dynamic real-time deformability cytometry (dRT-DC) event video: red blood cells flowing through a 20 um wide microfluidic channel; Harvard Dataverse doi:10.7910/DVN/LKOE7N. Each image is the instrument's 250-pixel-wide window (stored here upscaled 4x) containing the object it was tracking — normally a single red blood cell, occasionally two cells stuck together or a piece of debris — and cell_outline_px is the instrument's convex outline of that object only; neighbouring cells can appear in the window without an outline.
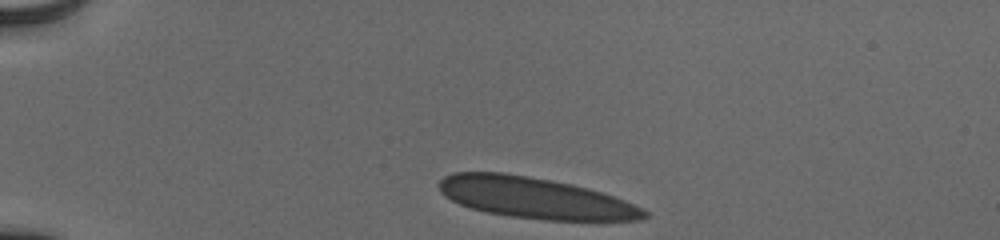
{"species": "human", "species_latin": "Homo sapiens", "temperature_condition": "cold", "stored_images_in_passage": 36, "camera_frame_rate_fps": 3000, "um_per_image_px": 0.085, "donor": {"sex": "male"}, "frame": {"image": 1, "passage_image": 1, "time_ms": 0.0, "image_size_px": [1000, 240], "cell_outline_px": [[648, 216], [640, 220], [544, 220], [512, 216], [484, 212], [460, 204], [444, 196], [440, 192], [440, 180], [444, 176], [452, 172], [504, 172], [528, 176], [572, 184], [588, 188], [624, 200], [644, 208], [648, 212]], "centroid_in_image_um": [45.47, 16.82], "position_along_channel_um": 39.5, "area_um2": 48.96}}
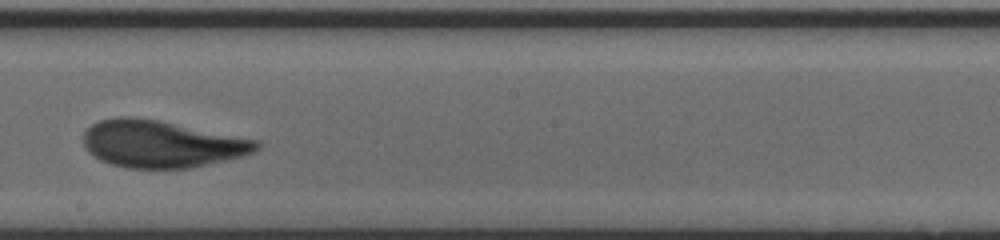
{"frame": {"image": 2, "passage_image": 21, "time_ms": 6.667, "image_size_px": [1000, 240], "cell_outline_px": [[260, 148], [256, 152], [244, 156], [188, 168], [124, 168], [100, 160], [88, 152], [84, 148], [84, 132], [92, 124], [100, 120], [116, 116], [128, 116], [160, 120], [260, 140]], "centroid_in_image_um": [13.75, 12.23], "position_along_channel_um": 234.5, "area_um2": 47.86}}
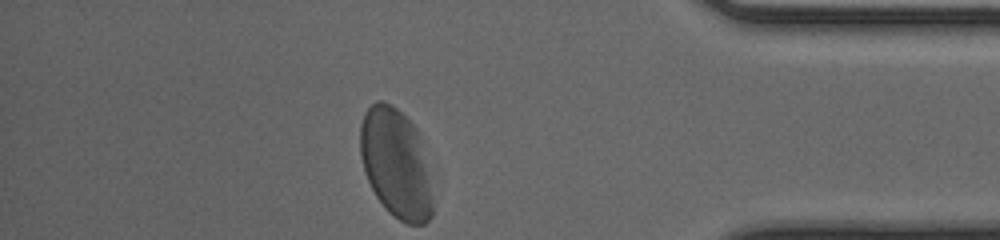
{"frame": {"image": 3, "passage_image": 36, "time_ms": 11.667, "image_size_px": [1000, 240], "cell_outline_px": [[432, 216], [424, 224], [408, 224], [400, 220], [388, 212], [376, 196], [368, 180], [364, 168], [360, 152], [360, 124], [364, 112], [376, 100], [384, 100], [392, 104], [416, 128], [432, 196]], "centroid_in_image_um": [33.6, 13.88], "position_along_channel_um": 401.6, "area_um2": 45.26}, "authors_computed_cell_mechanics": {"area_um2": 48.0029, "velocity_mm_per_s": 3.8127, "shape_relaxation_time_tau1_ms": 6.7303, "shape_relaxation_time_tau2_ms": null, "deformation_change_tau1": 0.2085, "deformation_change_tau2": null}}